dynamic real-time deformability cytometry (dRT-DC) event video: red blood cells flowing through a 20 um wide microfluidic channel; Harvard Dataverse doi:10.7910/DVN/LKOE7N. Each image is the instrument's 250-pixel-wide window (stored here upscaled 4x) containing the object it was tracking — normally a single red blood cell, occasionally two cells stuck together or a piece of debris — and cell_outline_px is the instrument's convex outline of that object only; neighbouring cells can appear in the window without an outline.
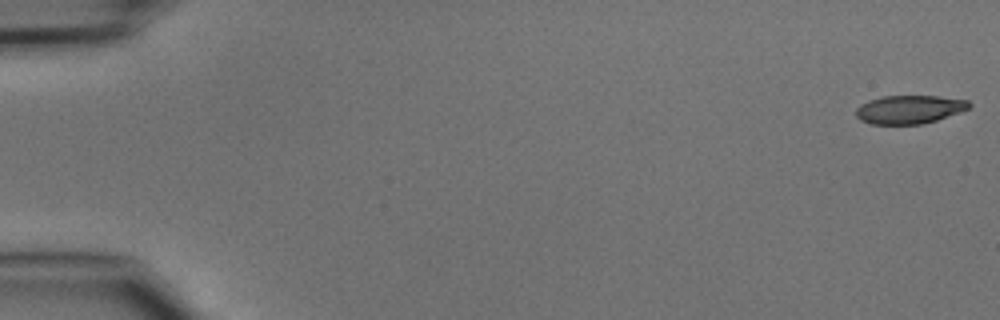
{"species": "common noctule bat (a hibernating species)", "species_latin": "Nyctalus noctula", "temperature_condition": "cold", "stored_images_in_passage": 47, "camera_frame_rate_fps": 3000, "um_per_image_px": 0.085, "animal": {"sex": "male", "body_mass_g": 15.6}, "frame": {"image": 1, "passage_image": 1, "time_ms": 0.0, "image_size_px": [1000, 320], "cell_outline_px": [[972, 104], [968, 108], [960, 112], [936, 120], [920, 124], [872, 124], [860, 120], [856, 116], [856, 108], [860, 104], [868, 100], [880, 96], [936, 96], [968, 100]], "centroid_in_image_um": [77.26, 9.29], "position_along_channel_um": 7.7, "area_um2": 18.73}}
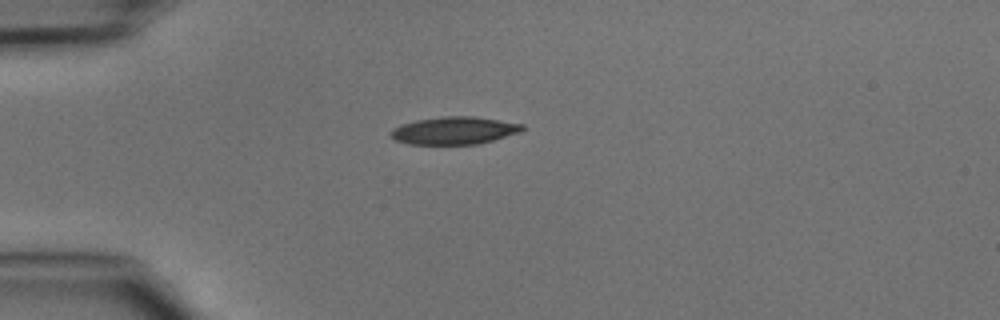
{"frame": {"image": 2, "passage_image": 13, "time_ms": 4.0, "image_size_px": [1000, 320], "cell_outline_px": [[524, 128], [520, 132], [480, 144], [408, 144], [392, 140], [388, 132], [392, 128], [400, 124], [416, 120], [444, 116], [476, 116], [524, 124]], "centroid_in_image_um": [38.56, 11.09], "position_along_channel_um": 46.4, "area_um2": 21.44}}
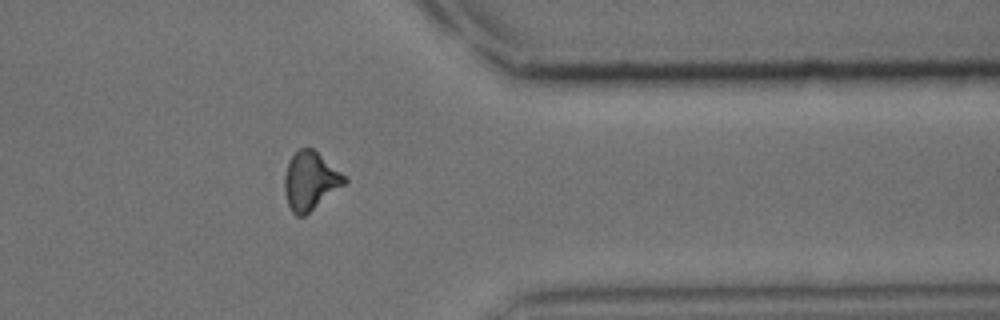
{"frame": {"image": 3, "passage_image": 39, "time_ms": 12.667, "image_size_px": [1000, 320], "cell_outline_px": [[348, 180], [344, 184], [304, 216], [296, 216], [292, 212], [288, 204], [284, 192], [284, 176], [288, 164], [292, 156], [300, 148], [312, 148], [340, 172]], "centroid_in_image_um": [26.33, 15.39], "position_along_channel_um": 385.1, "area_um2": 19.77}}